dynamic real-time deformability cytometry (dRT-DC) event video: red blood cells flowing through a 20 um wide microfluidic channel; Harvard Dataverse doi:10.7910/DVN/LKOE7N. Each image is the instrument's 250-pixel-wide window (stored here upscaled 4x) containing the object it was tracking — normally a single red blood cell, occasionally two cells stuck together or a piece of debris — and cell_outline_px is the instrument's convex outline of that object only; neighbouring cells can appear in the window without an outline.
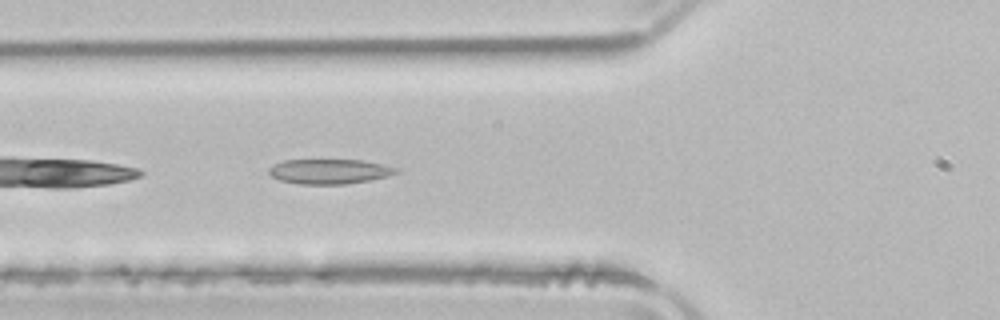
{"species": "common noctule bat (a hibernating species)", "species_latin": "Nyctalus noctula", "temperature_condition": "room temperature", "stored_images_in_passage": 22, "camera_frame_rate_fps": 3000, "um_per_image_px": 0.085, "animal": {"sex": "male", "body_mass_g": 21.5, "forearm_length_mm": 52.0}, "frame": {"image": 1, "passage_image": 4, "time_ms": 1.0, "image_size_px": [1000, 320], "cell_outline_px": [[400, 172], [388, 176], [372, 180], [344, 184], [300, 184], [280, 180], [272, 176], [268, 172], [268, 168], [284, 160], [360, 160], [380, 164], [396, 168]], "centroid_in_image_um": [28.0, 14.58], "position_along_channel_um": 97.8, "area_um2": 18.26}}
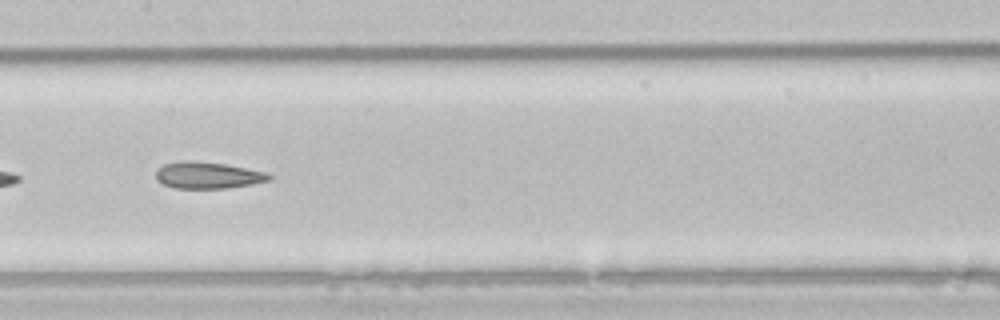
{"frame": {"image": 2, "passage_image": 11, "time_ms": 3.333, "image_size_px": [1000, 320], "cell_outline_px": [[272, 176], [268, 180], [252, 184], [228, 188], [176, 188], [164, 184], [156, 180], [156, 168], [164, 164], [224, 164], [268, 172]], "centroid_in_image_um": [17.72, 14.95], "position_along_channel_um": 189.7, "area_um2": 16.59}}
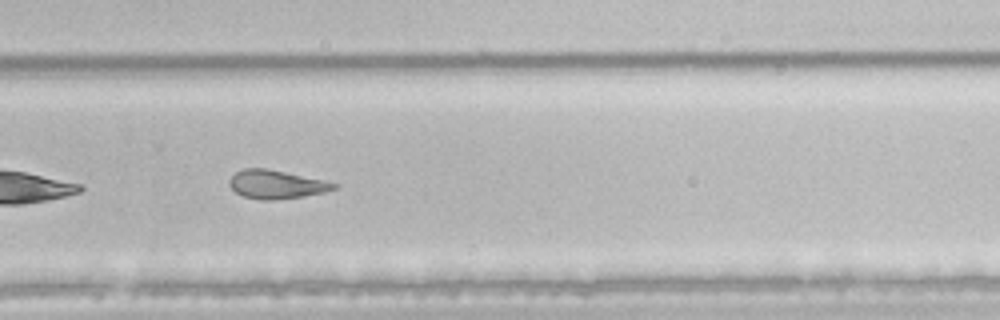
{"frame": {"image": 3, "passage_image": 20, "time_ms": 6.333, "image_size_px": [1000, 320], "cell_outline_px": [[340, 184], [336, 188], [324, 192], [304, 196], [272, 200], [260, 200], [244, 196], [236, 192], [228, 184], [228, 180], [236, 172], [244, 168], [264, 168], [324, 180]], "centroid_in_image_um": [23.48, 15.67], "position_along_channel_um": 306.3, "area_um2": 17.22}}